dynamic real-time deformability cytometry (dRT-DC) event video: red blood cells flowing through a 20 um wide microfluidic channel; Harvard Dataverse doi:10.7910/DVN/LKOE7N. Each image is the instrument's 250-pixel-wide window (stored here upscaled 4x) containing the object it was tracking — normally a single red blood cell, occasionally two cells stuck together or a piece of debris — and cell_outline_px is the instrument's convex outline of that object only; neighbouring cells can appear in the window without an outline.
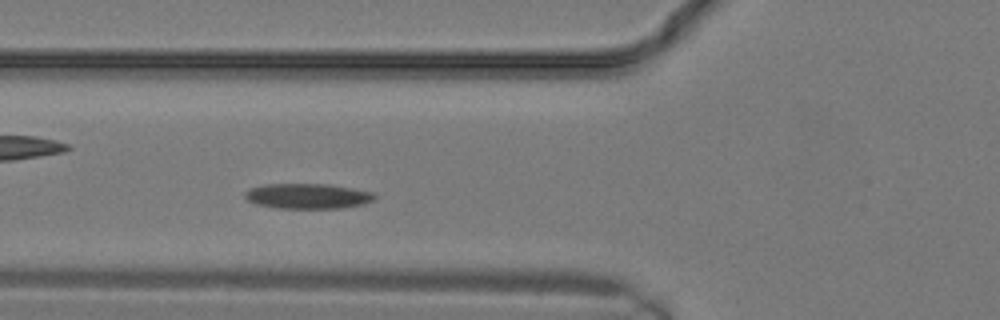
{"species": "common noctule bat (a hibernating species)", "species_latin": "Nyctalus noctula", "temperature_condition": "warm", "stored_images_in_passage": 5, "camera_frame_rate_fps": 3000, "um_per_image_px": 0.085, "animal": {"sex": "male", "body_mass_g": 19.2, "forearm_length_mm": 51.8}, "frame": {"image": 1, "passage_image": 5, "time_ms": 1.333, "image_size_px": [1000, 320], "cell_outline_px": [[376, 196], [372, 200], [364, 204], [344, 208], [276, 208], [256, 204], [248, 200], [244, 196], [244, 192], [252, 188], [268, 184], [328, 184], [352, 188], [372, 192]], "centroid_in_image_um": [26.16, 16.67], "position_along_channel_um": 99.6, "area_um2": 18.96}}